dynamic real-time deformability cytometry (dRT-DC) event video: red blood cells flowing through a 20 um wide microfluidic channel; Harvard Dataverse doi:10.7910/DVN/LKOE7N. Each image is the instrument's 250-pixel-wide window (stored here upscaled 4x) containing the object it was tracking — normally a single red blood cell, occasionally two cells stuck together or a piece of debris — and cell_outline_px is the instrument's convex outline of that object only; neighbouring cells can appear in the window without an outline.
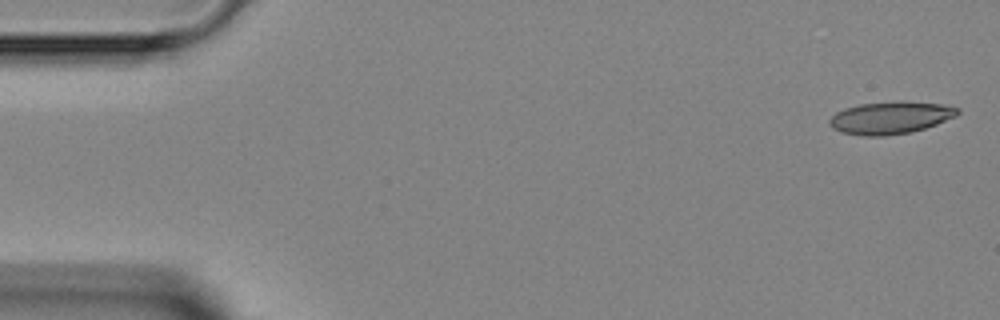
{"species": "Egyptian fruit bat (a non-hibernating species)", "species_latin": "Rousettus aegyptiacus", "temperature_condition": "room temperature", "stored_images_in_passage": 5, "segment_of_instrument_passage": [1, 2], "camera_frame_rate_fps": 3000, "um_per_image_px": 0.085, "animal": {"sex": "female"}, "frame": {"image": 1, "passage_image": 1, "time_ms": 0.0, "image_size_px": [1000, 320], "cell_outline_px": [[960, 112], [956, 116], [936, 124], [912, 132], [884, 136], [860, 136], [840, 132], [832, 128], [828, 124], [828, 120], [836, 112], [844, 108], [860, 104], [900, 100], [904, 100], [944, 104], [960, 108]], "centroid_in_image_um": [75.68, 10.0], "position_along_channel_um": 9.3, "area_um2": 24.62}}
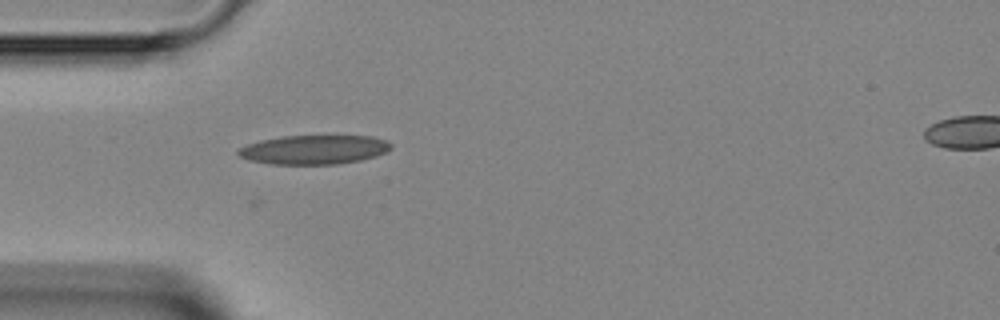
{"frame": {"image": 2, "passage_image": 4, "time_ms": 4.0, "image_size_px": [1000, 320], "cell_outline_px": [[392, 148], [388, 152], [376, 156], [360, 160], [336, 164], [268, 164], [248, 160], [240, 156], [236, 152], [236, 148], [260, 140], [280, 136], [372, 136], [388, 140], [392, 144]], "centroid_in_image_um": [26.69, 12.72], "position_along_channel_um": 58.3, "area_um2": 26.24}}